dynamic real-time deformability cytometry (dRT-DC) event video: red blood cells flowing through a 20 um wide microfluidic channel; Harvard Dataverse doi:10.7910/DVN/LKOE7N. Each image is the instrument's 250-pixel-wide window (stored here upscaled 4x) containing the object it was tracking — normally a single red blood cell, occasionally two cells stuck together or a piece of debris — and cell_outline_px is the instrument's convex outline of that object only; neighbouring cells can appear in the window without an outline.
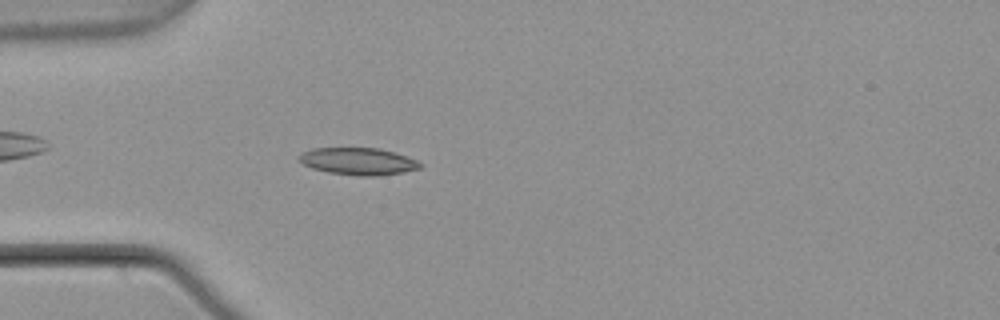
{"species": "common noctule bat (a hibernating species)", "species_latin": "Nyctalus noctula", "temperature_condition": "warm", "stored_images_in_passage": 1, "camera_frame_rate_fps": 3000, "um_per_image_px": 0.085, "animal": {"sex": "male", "body_mass_g": 21.5, "forearm_length_mm": 52.0}, "frame": {"image": 1, "passage_image": 1, "time_ms": 0.0, "image_size_px": [1000, 320], "cell_outline_px": [[424, 164], [420, 168], [404, 172], [376, 176], [360, 176], [328, 172], [312, 168], [304, 164], [300, 160], [300, 156], [304, 152], [312, 148], [380, 148], [396, 152], [416, 160]], "centroid_in_image_um": [30.51, 13.71], "position_along_channel_um": 54.5, "area_um2": 19.07}}